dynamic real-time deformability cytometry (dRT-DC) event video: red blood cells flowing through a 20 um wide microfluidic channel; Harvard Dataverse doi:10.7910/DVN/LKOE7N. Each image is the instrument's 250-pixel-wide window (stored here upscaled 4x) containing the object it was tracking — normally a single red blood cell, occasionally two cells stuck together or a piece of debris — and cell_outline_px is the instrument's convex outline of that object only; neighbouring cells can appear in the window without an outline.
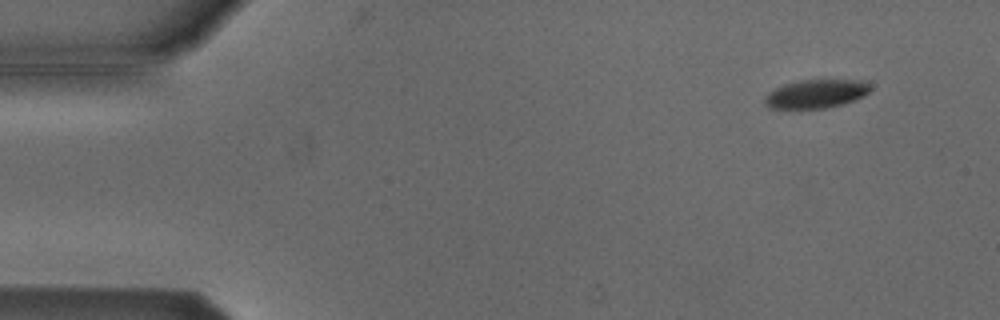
{"species": "Egyptian fruit bat (a non-hibernating species)", "species_latin": "Rousettus aegyptiacus", "temperature_condition": "cold", "stored_images_in_passage": 5, "camera_frame_rate_fps": 3000, "um_per_image_px": 0.085, "animal": {"sex": "male"}, "frame": {"image": 1, "passage_image": 2, "time_ms": 0.333, "image_size_px": [1000, 320], "cell_outline_px": [[872, 88], [868, 92], [856, 100], [824, 108], [768, 108], [764, 104], [764, 96], [768, 92], [784, 84], [800, 80], [860, 80], [868, 84]], "centroid_in_image_um": [69.32, 7.97], "position_along_channel_um": 15.7, "area_um2": 17.46}}